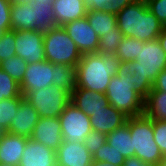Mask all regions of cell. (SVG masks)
<instances>
[{
    "mask_svg": "<svg viewBox=\"0 0 166 166\" xmlns=\"http://www.w3.org/2000/svg\"><path fill=\"white\" fill-rule=\"evenodd\" d=\"M155 166H166V156H164Z\"/></svg>",
    "mask_w": 166,
    "mask_h": 166,
    "instance_id": "obj_45",
    "label": "cell"
},
{
    "mask_svg": "<svg viewBox=\"0 0 166 166\" xmlns=\"http://www.w3.org/2000/svg\"><path fill=\"white\" fill-rule=\"evenodd\" d=\"M154 141L163 156H166V121L153 120Z\"/></svg>",
    "mask_w": 166,
    "mask_h": 166,
    "instance_id": "obj_34",
    "label": "cell"
},
{
    "mask_svg": "<svg viewBox=\"0 0 166 166\" xmlns=\"http://www.w3.org/2000/svg\"><path fill=\"white\" fill-rule=\"evenodd\" d=\"M116 16L117 27L123 36L144 42L158 39L163 28L146 3L137 0L128 4Z\"/></svg>",
    "mask_w": 166,
    "mask_h": 166,
    "instance_id": "obj_3",
    "label": "cell"
},
{
    "mask_svg": "<svg viewBox=\"0 0 166 166\" xmlns=\"http://www.w3.org/2000/svg\"><path fill=\"white\" fill-rule=\"evenodd\" d=\"M122 38V32L118 27H116L112 32L103 34L99 38V45L96 53L103 54L105 56H114Z\"/></svg>",
    "mask_w": 166,
    "mask_h": 166,
    "instance_id": "obj_27",
    "label": "cell"
},
{
    "mask_svg": "<svg viewBox=\"0 0 166 166\" xmlns=\"http://www.w3.org/2000/svg\"><path fill=\"white\" fill-rule=\"evenodd\" d=\"M130 133L134 157L149 166H155L164 156L154 141L153 120L145 114L130 118Z\"/></svg>",
    "mask_w": 166,
    "mask_h": 166,
    "instance_id": "obj_5",
    "label": "cell"
},
{
    "mask_svg": "<svg viewBox=\"0 0 166 166\" xmlns=\"http://www.w3.org/2000/svg\"><path fill=\"white\" fill-rule=\"evenodd\" d=\"M125 157L121 153L113 149L108 142L102 145L94 154L93 160L100 162H108L116 166H123L125 162Z\"/></svg>",
    "mask_w": 166,
    "mask_h": 166,
    "instance_id": "obj_31",
    "label": "cell"
},
{
    "mask_svg": "<svg viewBox=\"0 0 166 166\" xmlns=\"http://www.w3.org/2000/svg\"><path fill=\"white\" fill-rule=\"evenodd\" d=\"M91 166H116V165L110 164L108 162H100L93 160Z\"/></svg>",
    "mask_w": 166,
    "mask_h": 166,
    "instance_id": "obj_42",
    "label": "cell"
},
{
    "mask_svg": "<svg viewBox=\"0 0 166 166\" xmlns=\"http://www.w3.org/2000/svg\"><path fill=\"white\" fill-rule=\"evenodd\" d=\"M45 60L51 63L77 66L82 53L63 26L44 34Z\"/></svg>",
    "mask_w": 166,
    "mask_h": 166,
    "instance_id": "obj_6",
    "label": "cell"
},
{
    "mask_svg": "<svg viewBox=\"0 0 166 166\" xmlns=\"http://www.w3.org/2000/svg\"><path fill=\"white\" fill-rule=\"evenodd\" d=\"M148 9L166 26V0H150L146 3Z\"/></svg>",
    "mask_w": 166,
    "mask_h": 166,
    "instance_id": "obj_35",
    "label": "cell"
},
{
    "mask_svg": "<svg viewBox=\"0 0 166 166\" xmlns=\"http://www.w3.org/2000/svg\"><path fill=\"white\" fill-rule=\"evenodd\" d=\"M144 43V41L123 36L116 49L115 55L120 59L122 64L137 60L139 58L140 47L144 45Z\"/></svg>",
    "mask_w": 166,
    "mask_h": 166,
    "instance_id": "obj_26",
    "label": "cell"
},
{
    "mask_svg": "<svg viewBox=\"0 0 166 166\" xmlns=\"http://www.w3.org/2000/svg\"><path fill=\"white\" fill-rule=\"evenodd\" d=\"M53 67L54 81L52 84L72 92L76 84L77 66L53 63Z\"/></svg>",
    "mask_w": 166,
    "mask_h": 166,
    "instance_id": "obj_25",
    "label": "cell"
},
{
    "mask_svg": "<svg viewBox=\"0 0 166 166\" xmlns=\"http://www.w3.org/2000/svg\"><path fill=\"white\" fill-rule=\"evenodd\" d=\"M11 2L0 0V26H11Z\"/></svg>",
    "mask_w": 166,
    "mask_h": 166,
    "instance_id": "obj_36",
    "label": "cell"
},
{
    "mask_svg": "<svg viewBox=\"0 0 166 166\" xmlns=\"http://www.w3.org/2000/svg\"><path fill=\"white\" fill-rule=\"evenodd\" d=\"M107 141V134L92 130L83 141L84 146L93 155Z\"/></svg>",
    "mask_w": 166,
    "mask_h": 166,
    "instance_id": "obj_33",
    "label": "cell"
},
{
    "mask_svg": "<svg viewBox=\"0 0 166 166\" xmlns=\"http://www.w3.org/2000/svg\"><path fill=\"white\" fill-rule=\"evenodd\" d=\"M27 64L28 63L21 57L14 55L13 57H9L2 61L0 63V68L20 84L23 81Z\"/></svg>",
    "mask_w": 166,
    "mask_h": 166,
    "instance_id": "obj_29",
    "label": "cell"
},
{
    "mask_svg": "<svg viewBox=\"0 0 166 166\" xmlns=\"http://www.w3.org/2000/svg\"><path fill=\"white\" fill-rule=\"evenodd\" d=\"M132 76L121 68L112 76L105 93L109 104L128 118L144 114V99L134 90Z\"/></svg>",
    "mask_w": 166,
    "mask_h": 166,
    "instance_id": "obj_4",
    "label": "cell"
},
{
    "mask_svg": "<svg viewBox=\"0 0 166 166\" xmlns=\"http://www.w3.org/2000/svg\"><path fill=\"white\" fill-rule=\"evenodd\" d=\"M30 4L33 6V30L45 34L58 26L54 20L52 2L34 0Z\"/></svg>",
    "mask_w": 166,
    "mask_h": 166,
    "instance_id": "obj_20",
    "label": "cell"
},
{
    "mask_svg": "<svg viewBox=\"0 0 166 166\" xmlns=\"http://www.w3.org/2000/svg\"><path fill=\"white\" fill-rule=\"evenodd\" d=\"M137 1L147 3V2L150 1V0H137Z\"/></svg>",
    "mask_w": 166,
    "mask_h": 166,
    "instance_id": "obj_49",
    "label": "cell"
},
{
    "mask_svg": "<svg viewBox=\"0 0 166 166\" xmlns=\"http://www.w3.org/2000/svg\"><path fill=\"white\" fill-rule=\"evenodd\" d=\"M144 114L152 120L166 121V92L152 88L144 100Z\"/></svg>",
    "mask_w": 166,
    "mask_h": 166,
    "instance_id": "obj_22",
    "label": "cell"
},
{
    "mask_svg": "<svg viewBox=\"0 0 166 166\" xmlns=\"http://www.w3.org/2000/svg\"><path fill=\"white\" fill-rule=\"evenodd\" d=\"M54 20L58 26L86 17L83 0H54L52 2Z\"/></svg>",
    "mask_w": 166,
    "mask_h": 166,
    "instance_id": "obj_18",
    "label": "cell"
},
{
    "mask_svg": "<svg viewBox=\"0 0 166 166\" xmlns=\"http://www.w3.org/2000/svg\"><path fill=\"white\" fill-rule=\"evenodd\" d=\"M11 30H33V6L30 2L11 4Z\"/></svg>",
    "mask_w": 166,
    "mask_h": 166,
    "instance_id": "obj_23",
    "label": "cell"
},
{
    "mask_svg": "<svg viewBox=\"0 0 166 166\" xmlns=\"http://www.w3.org/2000/svg\"><path fill=\"white\" fill-rule=\"evenodd\" d=\"M87 11H106L107 0H83Z\"/></svg>",
    "mask_w": 166,
    "mask_h": 166,
    "instance_id": "obj_38",
    "label": "cell"
},
{
    "mask_svg": "<svg viewBox=\"0 0 166 166\" xmlns=\"http://www.w3.org/2000/svg\"><path fill=\"white\" fill-rule=\"evenodd\" d=\"M6 133V130L0 126V141L3 138L4 134Z\"/></svg>",
    "mask_w": 166,
    "mask_h": 166,
    "instance_id": "obj_46",
    "label": "cell"
},
{
    "mask_svg": "<svg viewBox=\"0 0 166 166\" xmlns=\"http://www.w3.org/2000/svg\"><path fill=\"white\" fill-rule=\"evenodd\" d=\"M121 68L122 63L116 55L84 54L77 63L75 88H84L105 94L112 76L116 75Z\"/></svg>",
    "mask_w": 166,
    "mask_h": 166,
    "instance_id": "obj_2",
    "label": "cell"
},
{
    "mask_svg": "<svg viewBox=\"0 0 166 166\" xmlns=\"http://www.w3.org/2000/svg\"><path fill=\"white\" fill-rule=\"evenodd\" d=\"M39 2H42V3H46V2H53L54 0H37Z\"/></svg>",
    "mask_w": 166,
    "mask_h": 166,
    "instance_id": "obj_47",
    "label": "cell"
},
{
    "mask_svg": "<svg viewBox=\"0 0 166 166\" xmlns=\"http://www.w3.org/2000/svg\"><path fill=\"white\" fill-rule=\"evenodd\" d=\"M61 135L66 142H83L92 131L90 117L70 102L59 115Z\"/></svg>",
    "mask_w": 166,
    "mask_h": 166,
    "instance_id": "obj_8",
    "label": "cell"
},
{
    "mask_svg": "<svg viewBox=\"0 0 166 166\" xmlns=\"http://www.w3.org/2000/svg\"><path fill=\"white\" fill-rule=\"evenodd\" d=\"M18 166H57L56 151L29 138Z\"/></svg>",
    "mask_w": 166,
    "mask_h": 166,
    "instance_id": "obj_15",
    "label": "cell"
},
{
    "mask_svg": "<svg viewBox=\"0 0 166 166\" xmlns=\"http://www.w3.org/2000/svg\"><path fill=\"white\" fill-rule=\"evenodd\" d=\"M30 139L40 142L48 148L57 151L59 145L63 141L59 117L40 118L34 127Z\"/></svg>",
    "mask_w": 166,
    "mask_h": 166,
    "instance_id": "obj_14",
    "label": "cell"
},
{
    "mask_svg": "<svg viewBox=\"0 0 166 166\" xmlns=\"http://www.w3.org/2000/svg\"><path fill=\"white\" fill-rule=\"evenodd\" d=\"M158 41L166 54V26H163L161 33L158 36Z\"/></svg>",
    "mask_w": 166,
    "mask_h": 166,
    "instance_id": "obj_41",
    "label": "cell"
},
{
    "mask_svg": "<svg viewBox=\"0 0 166 166\" xmlns=\"http://www.w3.org/2000/svg\"><path fill=\"white\" fill-rule=\"evenodd\" d=\"M133 1L135 0H107L106 11L117 14Z\"/></svg>",
    "mask_w": 166,
    "mask_h": 166,
    "instance_id": "obj_37",
    "label": "cell"
},
{
    "mask_svg": "<svg viewBox=\"0 0 166 166\" xmlns=\"http://www.w3.org/2000/svg\"><path fill=\"white\" fill-rule=\"evenodd\" d=\"M153 89L166 92V69L161 71L153 83Z\"/></svg>",
    "mask_w": 166,
    "mask_h": 166,
    "instance_id": "obj_39",
    "label": "cell"
},
{
    "mask_svg": "<svg viewBox=\"0 0 166 166\" xmlns=\"http://www.w3.org/2000/svg\"><path fill=\"white\" fill-rule=\"evenodd\" d=\"M125 72L133 74L134 90L145 100L157 75L166 69V54L158 39L140 47L139 58L122 64Z\"/></svg>",
    "mask_w": 166,
    "mask_h": 166,
    "instance_id": "obj_1",
    "label": "cell"
},
{
    "mask_svg": "<svg viewBox=\"0 0 166 166\" xmlns=\"http://www.w3.org/2000/svg\"><path fill=\"white\" fill-rule=\"evenodd\" d=\"M86 18L99 38L117 27V16L109 11H87Z\"/></svg>",
    "mask_w": 166,
    "mask_h": 166,
    "instance_id": "obj_24",
    "label": "cell"
},
{
    "mask_svg": "<svg viewBox=\"0 0 166 166\" xmlns=\"http://www.w3.org/2000/svg\"><path fill=\"white\" fill-rule=\"evenodd\" d=\"M21 94L19 97L4 99L0 101V126L8 130L11 120L15 117L19 104L24 100Z\"/></svg>",
    "mask_w": 166,
    "mask_h": 166,
    "instance_id": "obj_28",
    "label": "cell"
},
{
    "mask_svg": "<svg viewBox=\"0 0 166 166\" xmlns=\"http://www.w3.org/2000/svg\"><path fill=\"white\" fill-rule=\"evenodd\" d=\"M11 30V26H0V39L3 37L4 33Z\"/></svg>",
    "mask_w": 166,
    "mask_h": 166,
    "instance_id": "obj_43",
    "label": "cell"
},
{
    "mask_svg": "<svg viewBox=\"0 0 166 166\" xmlns=\"http://www.w3.org/2000/svg\"><path fill=\"white\" fill-rule=\"evenodd\" d=\"M15 31L8 30L0 39V63L9 57L16 55Z\"/></svg>",
    "mask_w": 166,
    "mask_h": 166,
    "instance_id": "obj_32",
    "label": "cell"
},
{
    "mask_svg": "<svg viewBox=\"0 0 166 166\" xmlns=\"http://www.w3.org/2000/svg\"><path fill=\"white\" fill-rule=\"evenodd\" d=\"M127 119L128 117L122 112L112 105H108L93 113L90 117V123L92 130L108 134L124 125Z\"/></svg>",
    "mask_w": 166,
    "mask_h": 166,
    "instance_id": "obj_16",
    "label": "cell"
},
{
    "mask_svg": "<svg viewBox=\"0 0 166 166\" xmlns=\"http://www.w3.org/2000/svg\"><path fill=\"white\" fill-rule=\"evenodd\" d=\"M53 81V63L46 60L28 63L23 81L19 84L20 92L25 98L30 92L51 86Z\"/></svg>",
    "mask_w": 166,
    "mask_h": 166,
    "instance_id": "obj_10",
    "label": "cell"
},
{
    "mask_svg": "<svg viewBox=\"0 0 166 166\" xmlns=\"http://www.w3.org/2000/svg\"><path fill=\"white\" fill-rule=\"evenodd\" d=\"M11 4H17V3H25V2H31L34 0H9Z\"/></svg>",
    "mask_w": 166,
    "mask_h": 166,
    "instance_id": "obj_44",
    "label": "cell"
},
{
    "mask_svg": "<svg viewBox=\"0 0 166 166\" xmlns=\"http://www.w3.org/2000/svg\"><path fill=\"white\" fill-rule=\"evenodd\" d=\"M14 115L15 117L11 120V124L6 132L30 138L35 125L40 119L38 112L24 99L19 104L16 114Z\"/></svg>",
    "mask_w": 166,
    "mask_h": 166,
    "instance_id": "obj_13",
    "label": "cell"
},
{
    "mask_svg": "<svg viewBox=\"0 0 166 166\" xmlns=\"http://www.w3.org/2000/svg\"><path fill=\"white\" fill-rule=\"evenodd\" d=\"M107 142L125 158H130L135 155L130 133V118L127 119L124 125L107 134Z\"/></svg>",
    "mask_w": 166,
    "mask_h": 166,
    "instance_id": "obj_21",
    "label": "cell"
},
{
    "mask_svg": "<svg viewBox=\"0 0 166 166\" xmlns=\"http://www.w3.org/2000/svg\"><path fill=\"white\" fill-rule=\"evenodd\" d=\"M25 100L35 108L40 118H56L71 102V91L52 84L49 87L30 92Z\"/></svg>",
    "mask_w": 166,
    "mask_h": 166,
    "instance_id": "obj_7",
    "label": "cell"
},
{
    "mask_svg": "<svg viewBox=\"0 0 166 166\" xmlns=\"http://www.w3.org/2000/svg\"><path fill=\"white\" fill-rule=\"evenodd\" d=\"M71 102L89 117L98 110L110 105L104 93L94 92L84 88H74L72 90Z\"/></svg>",
    "mask_w": 166,
    "mask_h": 166,
    "instance_id": "obj_17",
    "label": "cell"
},
{
    "mask_svg": "<svg viewBox=\"0 0 166 166\" xmlns=\"http://www.w3.org/2000/svg\"><path fill=\"white\" fill-rule=\"evenodd\" d=\"M57 166H91L93 155L83 142L62 141L56 151Z\"/></svg>",
    "mask_w": 166,
    "mask_h": 166,
    "instance_id": "obj_12",
    "label": "cell"
},
{
    "mask_svg": "<svg viewBox=\"0 0 166 166\" xmlns=\"http://www.w3.org/2000/svg\"><path fill=\"white\" fill-rule=\"evenodd\" d=\"M20 95L19 83L0 68V101L19 97Z\"/></svg>",
    "mask_w": 166,
    "mask_h": 166,
    "instance_id": "obj_30",
    "label": "cell"
},
{
    "mask_svg": "<svg viewBox=\"0 0 166 166\" xmlns=\"http://www.w3.org/2000/svg\"><path fill=\"white\" fill-rule=\"evenodd\" d=\"M0 166H16V165H9V164H5V163H0Z\"/></svg>",
    "mask_w": 166,
    "mask_h": 166,
    "instance_id": "obj_48",
    "label": "cell"
},
{
    "mask_svg": "<svg viewBox=\"0 0 166 166\" xmlns=\"http://www.w3.org/2000/svg\"><path fill=\"white\" fill-rule=\"evenodd\" d=\"M44 34L37 30H15L16 55L27 63L45 60Z\"/></svg>",
    "mask_w": 166,
    "mask_h": 166,
    "instance_id": "obj_9",
    "label": "cell"
},
{
    "mask_svg": "<svg viewBox=\"0 0 166 166\" xmlns=\"http://www.w3.org/2000/svg\"><path fill=\"white\" fill-rule=\"evenodd\" d=\"M123 166H149L137 157L126 158Z\"/></svg>",
    "mask_w": 166,
    "mask_h": 166,
    "instance_id": "obj_40",
    "label": "cell"
},
{
    "mask_svg": "<svg viewBox=\"0 0 166 166\" xmlns=\"http://www.w3.org/2000/svg\"><path fill=\"white\" fill-rule=\"evenodd\" d=\"M63 27L82 55L96 53L99 45V36L90 26L86 17L68 22Z\"/></svg>",
    "mask_w": 166,
    "mask_h": 166,
    "instance_id": "obj_11",
    "label": "cell"
},
{
    "mask_svg": "<svg viewBox=\"0 0 166 166\" xmlns=\"http://www.w3.org/2000/svg\"><path fill=\"white\" fill-rule=\"evenodd\" d=\"M28 139L6 132L0 141V163L18 166Z\"/></svg>",
    "mask_w": 166,
    "mask_h": 166,
    "instance_id": "obj_19",
    "label": "cell"
}]
</instances>
